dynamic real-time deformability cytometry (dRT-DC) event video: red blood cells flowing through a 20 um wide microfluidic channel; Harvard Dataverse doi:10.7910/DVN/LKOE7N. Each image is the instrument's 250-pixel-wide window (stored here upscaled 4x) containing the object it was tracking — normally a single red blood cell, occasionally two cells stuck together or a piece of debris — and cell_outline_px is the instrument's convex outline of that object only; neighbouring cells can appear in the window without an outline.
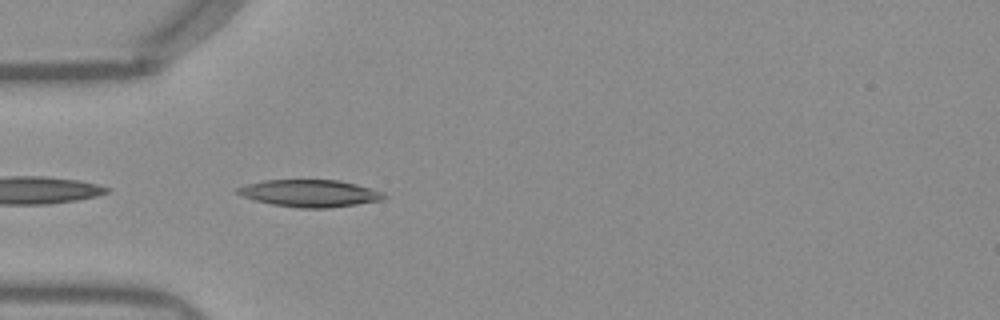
{"species": "Egyptian fruit bat (a non-hibernating species)", "species_latin": "Rousettus aegyptiacus", "temperature_condition": "warm", "stored_images_in_passage": 8, "camera_frame_rate_fps": 3000, "um_per_image_px": 0.085, "frame": {"image": 1, "passage_image": 1, "time_ms": 0.0, "image_size_px": [1000, 320], "cell_outline_px": [[388, 196], [384, 200], [328, 208], [300, 208], [272, 204], [256, 200], [244, 196], [236, 192], [236, 188], [248, 184], [264, 180], [340, 180], [372, 188], [384, 192]], "centroid_in_image_um": [26.4, 16.43], "position_along_channel_um": 58.6, "area_um2": 23.12}}